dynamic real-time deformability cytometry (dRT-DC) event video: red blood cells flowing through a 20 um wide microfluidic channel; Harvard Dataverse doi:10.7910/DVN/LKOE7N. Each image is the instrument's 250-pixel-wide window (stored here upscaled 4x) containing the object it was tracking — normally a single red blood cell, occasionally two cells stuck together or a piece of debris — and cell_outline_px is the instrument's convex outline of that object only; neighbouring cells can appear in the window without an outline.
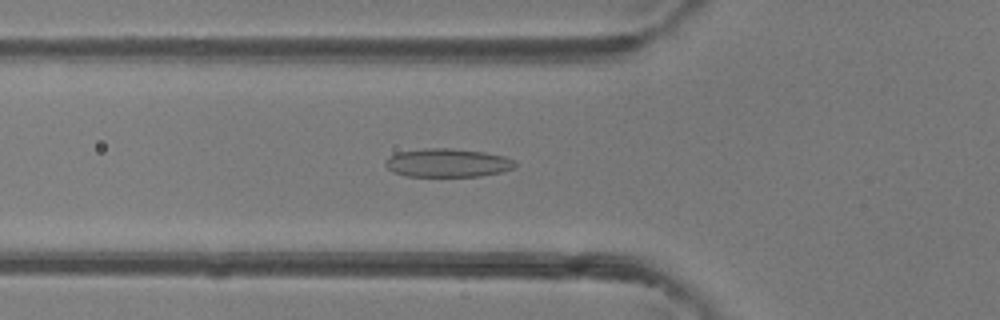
{"species": "common noctule bat (a hibernating species)", "species_latin": "Nyctalus noctula", "temperature_condition": "room temperature", "stored_images_in_passage": 46, "camera_frame_rate_fps": 3000, "um_per_image_px": 0.085, "animal": {"sex": "female"}, "frame": {"image": 1, "passage_image": 16, "time_ms": 5.0, "image_size_px": [1000, 320], "cell_outline_px": [[516, 168], [500, 172], [480, 176], [404, 176], [392, 172], [384, 164], [388, 156], [396, 152], [424, 148], [452, 148], [484, 152], [504, 156], [512, 160], [516, 164]], "centroid_in_image_um": [38.0, 13.84], "position_along_channel_um": 87.8, "area_um2": 21.68}}
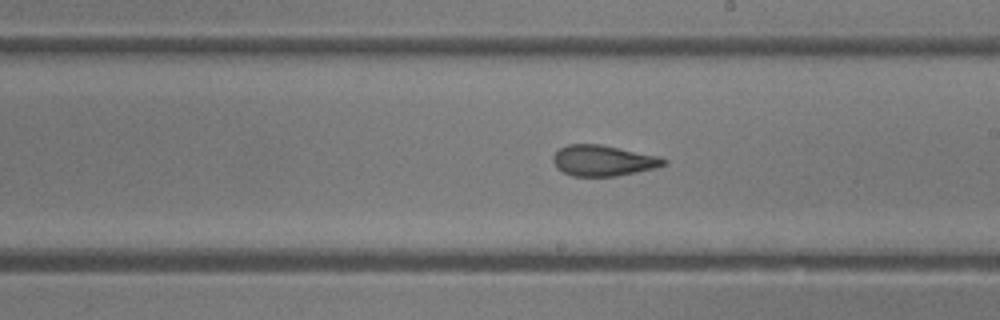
{"frame": {"image": 2, "passage_image": 26, "time_ms": 8.333, "image_size_px": [1000, 320], "cell_outline_px": [[668, 164], [656, 168], [616, 176], [572, 176], [556, 168], [552, 160], [552, 156], [560, 148], [568, 144], [600, 144], [660, 156], [668, 160]], "centroid_in_image_um": [51.29, 13.65], "position_along_channel_um": 237.7, "area_um2": 20.0}}
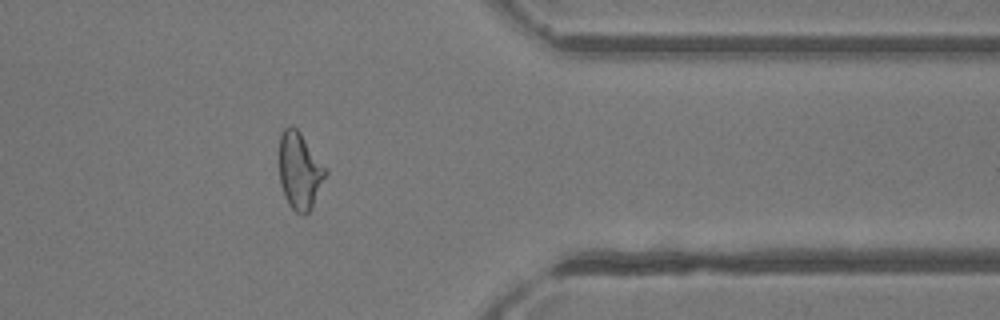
{"frame": {"image": 3, "passage_image": 37, "time_ms": 12.0, "image_size_px": [1000, 320], "cell_outline_px": [[328, 172], [312, 208], [304, 216], [296, 212], [288, 204], [284, 196], [280, 184], [280, 136], [284, 128], [288, 124], [292, 124], [300, 132], [328, 168]], "centroid_in_image_um": [25.5, 14.51], "position_along_channel_um": 385.9, "area_um2": 21.1}, "authors_computed_cell_mechanics": {"area_um2": 21.6172, "velocity_mm_per_s": 4.486, "shape_relaxation_time_tau1_ms": 11.3233, "shape_relaxation_time_tau2_ms": 1.3211, "deformation_change_tau1": 0.265, "deformation_change_tau2": 0.0811}}